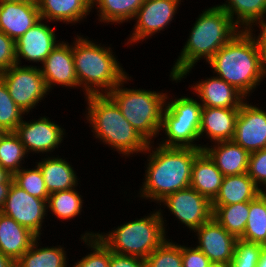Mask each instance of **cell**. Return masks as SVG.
Returning <instances> with one entry per match:
<instances>
[{
    "instance_id": "obj_1",
    "label": "cell",
    "mask_w": 266,
    "mask_h": 267,
    "mask_svg": "<svg viewBox=\"0 0 266 267\" xmlns=\"http://www.w3.org/2000/svg\"><path fill=\"white\" fill-rule=\"evenodd\" d=\"M220 79L244 97L260 85L266 75V60L254 37L245 30L221 47L208 61ZM259 83V84H258Z\"/></svg>"
},
{
    "instance_id": "obj_2",
    "label": "cell",
    "mask_w": 266,
    "mask_h": 267,
    "mask_svg": "<svg viewBox=\"0 0 266 267\" xmlns=\"http://www.w3.org/2000/svg\"><path fill=\"white\" fill-rule=\"evenodd\" d=\"M202 12L192 27L179 58L173 65L170 73L173 81H181V78L189 74L200 58L204 57L208 62L221 47L242 31L218 5Z\"/></svg>"
},
{
    "instance_id": "obj_3",
    "label": "cell",
    "mask_w": 266,
    "mask_h": 267,
    "mask_svg": "<svg viewBox=\"0 0 266 267\" xmlns=\"http://www.w3.org/2000/svg\"><path fill=\"white\" fill-rule=\"evenodd\" d=\"M202 150L161 145L152 150L140 196L160 202L166 196L190 187L193 161Z\"/></svg>"
},
{
    "instance_id": "obj_4",
    "label": "cell",
    "mask_w": 266,
    "mask_h": 267,
    "mask_svg": "<svg viewBox=\"0 0 266 267\" xmlns=\"http://www.w3.org/2000/svg\"><path fill=\"white\" fill-rule=\"evenodd\" d=\"M88 101V116L92 132L105 144L111 145L120 154L150 152L153 146L148 143L124 118L119 107L107 94L85 96Z\"/></svg>"
},
{
    "instance_id": "obj_5",
    "label": "cell",
    "mask_w": 266,
    "mask_h": 267,
    "mask_svg": "<svg viewBox=\"0 0 266 267\" xmlns=\"http://www.w3.org/2000/svg\"><path fill=\"white\" fill-rule=\"evenodd\" d=\"M77 37L72 44V54L78 86L85 89V96L108 94L127 77L126 72L110 47L105 49L86 38Z\"/></svg>"
},
{
    "instance_id": "obj_6",
    "label": "cell",
    "mask_w": 266,
    "mask_h": 267,
    "mask_svg": "<svg viewBox=\"0 0 266 267\" xmlns=\"http://www.w3.org/2000/svg\"><path fill=\"white\" fill-rule=\"evenodd\" d=\"M122 80L107 95L119 107L124 118L134 127L148 143L159 134L162 125L163 111L167 103V94L150 90L123 88ZM156 135V136H155Z\"/></svg>"
},
{
    "instance_id": "obj_7",
    "label": "cell",
    "mask_w": 266,
    "mask_h": 267,
    "mask_svg": "<svg viewBox=\"0 0 266 267\" xmlns=\"http://www.w3.org/2000/svg\"><path fill=\"white\" fill-rule=\"evenodd\" d=\"M160 211L118 226L106 235L96 234L112 252L145 260L167 239Z\"/></svg>"
},
{
    "instance_id": "obj_8",
    "label": "cell",
    "mask_w": 266,
    "mask_h": 267,
    "mask_svg": "<svg viewBox=\"0 0 266 267\" xmlns=\"http://www.w3.org/2000/svg\"><path fill=\"white\" fill-rule=\"evenodd\" d=\"M201 109V103L185 96L165 104L161 129L165 131L167 139L159 145L204 149L203 145L193 144L195 140L200 139Z\"/></svg>"
},
{
    "instance_id": "obj_9",
    "label": "cell",
    "mask_w": 266,
    "mask_h": 267,
    "mask_svg": "<svg viewBox=\"0 0 266 267\" xmlns=\"http://www.w3.org/2000/svg\"><path fill=\"white\" fill-rule=\"evenodd\" d=\"M6 84L12 100L27 113L33 109L49 91L40 68L34 66L13 65L0 74Z\"/></svg>"
},
{
    "instance_id": "obj_10",
    "label": "cell",
    "mask_w": 266,
    "mask_h": 267,
    "mask_svg": "<svg viewBox=\"0 0 266 267\" xmlns=\"http://www.w3.org/2000/svg\"><path fill=\"white\" fill-rule=\"evenodd\" d=\"M47 209L49 208L45 200L30 195L12 182L1 212L39 237Z\"/></svg>"
},
{
    "instance_id": "obj_11",
    "label": "cell",
    "mask_w": 266,
    "mask_h": 267,
    "mask_svg": "<svg viewBox=\"0 0 266 267\" xmlns=\"http://www.w3.org/2000/svg\"><path fill=\"white\" fill-rule=\"evenodd\" d=\"M161 202L179 221L193 231L205 224L213 214L211 202L191 187L178 190L166 196Z\"/></svg>"
},
{
    "instance_id": "obj_12",
    "label": "cell",
    "mask_w": 266,
    "mask_h": 267,
    "mask_svg": "<svg viewBox=\"0 0 266 267\" xmlns=\"http://www.w3.org/2000/svg\"><path fill=\"white\" fill-rule=\"evenodd\" d=\"M179 2L181 0H144L134 17L137 22L128 43L143 41L149 35L151 37L167 27L178 9Z\"/></svg>"
},
{
    "instance_id": "obj_13",
    "label": "cell",
    "mask_w": 266,
    "mask_h": 267,
    "mask_svg": "<svg viewBox=\"0 0 266 267\" xmlns=\"http://www.w3.org/2000/svg\"><path fill=\"white\" fill-rule=\"evenodd\" d=\"M235 143L249 153L266 148V112L243 102L236 119Z\"/></svg>"
},
{
    "instance_id": "obj_14",
    "label": "cell",
    "mask_w": 266,
    "mask_h": 267,
    "mask_svg": "<svg viewBox=\"0 0 266 267\" xmlns=\"http://www.w3.org/2000/svg\"><path fill=\"white\" fill-rule=\"evenodd\" d=\"M194 232H197L199 241L196 247L208 257L211 263L230 264L237 238L228 233L214 217Z\"/></svg>"
},
{
    "instance_id": "obj_15",
    "label": "cell",
    "mask_w": 266,
    "mask_h": 267,
    "mask_svg": "<svg viewBox=\"0 0 266 267\" xmlns=\"http://www.w3.org/2000/svg\"><path fill=\"white\" fill-rule=\"evenodd\" d=\"M47 117L32 122H22L17 126L15 133L20 138L26 152L47 153L53 151L63 140L64 129ZM30 150V151H29Z\"/></svg>"
},
{
    "instance_id": "obj_16",
    "label": "cell",
    "mask_w": 266,
    "mask_h": 267,
    "mask_svg": "<svg viewBox=\"0 0 266 267\" xmlns=\"http://www.w3.org/2000/svg\"><path fill=\"white\" fill-rule=\"evenodd\" d=\"M42 21L43 19H40L15 41L17 64H20L21 57L28 61L43 63L59 44L56 41L54 29Z\"/></svg>"
},
{
    "instance_id": "obj_17",
    "label": "cell",
    "mask_w": 266,
    "mask_h": 267,
    "mask_svg": "<svg viewBox=\"0 0 266 267\" xmlns=\"http://www.w3.org/2000/svg\"><path fill=\"white\" fill-rule=\"evenodd\" d=\"M42 64L40 71L48 90L56 84L73 88L78 86L72 46L69 43L59 42Z\"/></svg>"
},
{
    "instance_id": "obj_18",
    "label": "cell",
    "mask_w": 266,
    "mask_h": 267,
    "mask_svg": "<svg viewBox=\"0 0 266 267\" xmlns=\"http://www.w3.org/2000/svg\"><path fill=\"white\" fill-rule=\"evenodd\" d=\"M40 19L36 0L0 3V31L14 41Z\"/></svg>"
},
{
    "instance_id": "obj_19",
    "label": "cell",
    "mask_w": 266,
    "mask_h": 267,
    "mask_svg": "<svg viewBox=\"0 0 266 267\" xmlns=\"http://www.w3.org/2000/svg\"><path fill=\"white\" fill-rule=\"evenodd\" d=\"M191 88L200 97L202 107L240 108L245 100L238 90L217 75L198 82Z\"/></svg>"
},
{
    "instance_id": "obj_20",
    "label": "cell",
    "mask_w": 266,
    "mask_h": 267,
    "mask_svg": "<svg viewBox=\"0 0 266 267\" xmlns=\"http://www.w3.org/2000/svg\"><path fill=\"white\" fill-rule=\"evenodd\" d=\"M238 113L239 108L202 107L199 136L206 133L213 142L232 140Z\"/></svg>"
},
{
    "instance_id": "obj_21",
    "label": "cell",
    "mask_w": 266,
    "mask_h": 267,
    "mask_svg": "<svg viewBox=\"0 0 266 267\" xmlns=\"http://www.w3.org/2000/svg\"><path fill=\"white\" fill-rule=\"evenodd\" d=\"M38 238L28 228L0 212V251L16 262Z\"/></svg>"
},
{
    "instance_id": "obj_22",
    "label": "cell",
    "mask_w": 266,
    "mask_h": 267,
    "mask_svg": "<svg viewBox=\"0 0 266 267\" xmlns=\"http://www.w3.org/2000/svg\"><path fill=\"white\" fill-rule=\"evenodd\" d=\"M212 148L204 145V151L225 176L247 173L250 153L233 140L215 142Z\"/></svg>"
},
{
    "instance_id": "obj_23",
    "label": "cell",
    "mask_w": 266,
    "mask_h": 267,
    "mask_svg": "<svg viewBox=\"0 0 266 267\" xmlns=\"http://www.w3.org/2000/svg\"><path fill=\"white\" fill-rule=\"evenodd\" d=\"M223 178L215 162L202 150L193 161L190 187L212 202L219 193Z\"/></svg>"
},
{
    "instance_id": "obj_24",
    "label": "cell",
    "mask_w": 266,
    "mask_h": 267,
    "mask_svg": "<svg viewBox=\"0 0 266 267\" xmlns=\"http://www.w3.org/2000/svg\"><path fill=\"white\" fill-rule=\"evenodd\" d=\"M36 3L41 19L66 23H78L92 8L91 0H36Z\"/></svg>"
},
{
    "instance_id": "obj_25",
    "label": "cell",
    "mask_w": 266,
    "mask_h": 267,
    "mask_svg": "<svg viewBox=\"0 0 266 267\" xmlns=\"http://www.w3.org/2000/svg\"><path fill=\"white\" fill-rule=\"evenodd\" d=\"M262 191L253 179L247 174L225 176L219 193L211 205H230L241 202H250Z\"/></svg>"
},
{
    "instance_id": "obj_26",
    "label": "cell",
    "mask_w": 266,
    "mask_h": 267,
    "mask_svg": "<svg viewBox=\"0 0 266 267\" xmlns=\"http://www.w3.org/2000/svg\"><path fill=\"white\" fill-rule=\"evenodd\" d=\"M37 165L42 172L49 194L73 189L78 184L74 169L65 159L48 157L37 162Z\"/></svg>"
},
{
    "instance_id": "obj_27",
    "label": "cell",
    "mask_w": 266,
    "mask_h": 267,
    "mask_svg": "<svg viewBox=\"0 0 266 267\" xmlns=\"http://www.w3.org/2000/svg\"><path fill=\"white\" fill-rule=\"evenodd\" d=\"M38 237L32 246L15 262V267H67L66 252L59 247H40Z\"/></svg>"
},
{
    "instance_id": "obj_28",
    "label": "cell",
    "mask_w": 266,
    "mask_h": 267,
    "mask_svg": "<svg viewBox=\"0 0 266 267\" xmlns=\"http://www.w3.org/2000/svg\"><path fill=\"white\" fill-rule=\"evenodd\" d=\"M228 4L219 5L242 30L253 28L254 22L266 14V0H227ZM237 14V15H236ZM237 18L234 19L235 16ZM242 25V26H241Z\"/></svg>"
},
{
    "instance_id": "obj_29",
    "label": "cell",
    "mask_w": 266,
    "mask_h": 267,
    "mask_svg": "<svg viewBox=\"0 0 266 267\" xmlns=\"http://www.w3.org/2000/svg\"><path fill=\"white\" fill-rule=\"evenodd\" d=\"M212 217L224 227L228 233L239 239L244 231L249 214V202L230 205H211Z\"/></svg>"
},
{
    "instance_id": "obj_30",
    "label": "cell",
    "mask_w": 266,
    "mask_h": 267,
    "mask_svg": "<svg viewBox=\"0 0 266 267\" xmlns=\"http://www.w3.org/2000/svg\"><path fill=\"white\" fill-rule=\"evenodd\" d=\"M239 239L266 246V197L262 193L249 202L245 231Z\"/></svg>"
},
{
    "instance_id": "obj_31",
    "label": "cell",
    "mask_w": 266,
    "mask_h": 267,
    "mask_svg": "<svg viewBox=\"0 0 266 267\" xmlns=\"http://www.w3.org/2000/svg\"><path fill=\"white\" fill-rule=\"evenodd\" d=\"M92 7L97 5L100 21L123 23L134 19L144 0H91Z\"/></svg>"
},
{
    "instance_id": "obj_32",
    "label": "cell",
    "mask_w": 266,
    "mask_h": 267,
    "mask_svg": "<svg viewBox=\"0 0 266 267\" xmlns=\"http://www.w3.org/2000/svg\"><path fill=\"white\" fill-rule=\"evenodd\" d=\"M27 154L24 145L15 132H2L0 134V165L10 174L21 168V161Z\"/></svg>"
},
{
    "instance_id": "obj_33",
    "label": "cell",
    "mask_w": 266,
    "mask_h": 267,
    "mask_svg": "<svg viewBox=\"0 0 266 267\" xmlns=\"http://www.w3.org/2000/svg\"><path fill=\"white\" fill-rule=\"evenodd\" d=\"M83 200L75 188L49 195L47 207L61 220H69L81 213Z\"/></svg>"
},
{
    "instance_id": "obj_34",
    "label": "cell",
    "mask_w": 266,
    "mask_h": 267,
    "mask_svg": "<svg viewBox=\"0 0 266 267\" xmlns=\"http://www.w3.org/2000/svg\"><path fill=\"white\" fill-rule=\"evenodd\" d=\"M25 114L12 100L5 82L0 77V131L15 132Z\"/></svg>"
},
{
    "instance_id": "obj_35",
    "label": "cell",
    "mask_w": 266,
    "mask_h": 267,
    "mask_svg": "<svg viewBox=\"0 0 266 267\" xmlns=\"http://www.w3.org/2000/svg\"><path fill=\"white\" fill-rule=\"evenodd\" d=\"M13 182L32 196L48 201L49 193L38 165L35 169L23 167L13 175Z\"/></svg>"
},
{
    "instance_id": "obj_36",
    "label": "cell",
    "mask_w": 266,
    "mask_h": 267,
    "mask_svg": "<svg viewBox=\"0 0 266 267\" xmlns=\"http://www.w3.org/2000/svg\"><path fill=\"white\" fill-rule=\"evenodd\" d=\"M81 239L93 249V253L82 257L72 267H109L111 250L99 239L95 233H85Z\"/></svg>"
},
{
    "instance_id": "obj_37",
    "label": "cell",
    "mask_w": 266,
    "mask_h": 267,
    "mask_svg": "<svg viewBox=\"0 0 266 267\" xmlns=\"http://www.w3.org/2000/svg\"><path fill=\"white\" fill-rule=\"evenodd\" d=\"M146 267H183L181 245L165 240L146 259Z\"/></svg>"
},
{
    "instance_id": "obj_38",
    "label": "cell",
    "mask_w": 266,
    "mask_h": 267,
    "mask_svg": "<svg viewBox=\"0 0 266 267\" xmlns=\"http://www.w3.org/2000/svg\"><path fill=\"white\" fill-rule=\"evenodd\" d=\"M264 245L237 239L230 267H256L259 255Z\"/></svg>"
},
{
    "instance_id": "obj_39",
    "label": "cell",
    "mask_w": 266,
    "mask_h": 267,
    "mask_svg": "<svg viewBox=\"0 0 266 267\" xmlns=\"http://www.w3.org/2000/svg\"><path fill=\"white\" fill-rule=\"evenodd\" d=\"M247 174L258 187H266V148L250 153Z\"/></svg>"
},
{
    "instance_id": "obj_40",
    "label": "cell",
    "mask_w": 266,
    "mask_h": 267,
    "mask_svg": "<svg viewBox=\"0 0 266 267\" xmlns=\"http://www.w3.org/2000/svg\"><path fill=\"white\" fill-rule=\"evenodd\" d=\"M15 64H17L15 41L0 31V74Z\"/></svg>"
},
{
    "instance_id": "obj_41",
    "label": "cell",
    "mask_w": 266,
    "mask_h": 267,
    "mask_svg": "<svg viewBox=\"0 0 266 267\" xmlns=\"http://www.w3.org/2000/svg\"><path fill=\"white\" fill-rule=\"evenodd\" d=\"M182 266L183 267H208L211 261L197 247L181 246Z\"/></svg>"
},
{
    "instance_id": "obj_42",
    "label": "cell",
    "mask_w": 266,
    "mask_h": 267,
    "mask_svg": "<svg viewBox=\"0 0 266 267\" xmlns=\"http://www.w3.org/2000/svg\"><path fill=\"white\" fill-rule=\"evenodd\" d=\"M109 267H146V263L142 258L111 251Z\"/></svg>"
},
{
    "instance_id": "obj_43",
    "label": "cell",
    "mask_w": 266,
    "mask_h": 267,
    "mask_svg": "<svg viewBox=\"0 0 266 267\" xmlns=\"http://www.w3.org/2000/svg\"><path fill=\"white\" fill-rule=\"evenodd\" d=\"M254 23H256V25L259 24V28H261L258 37L256 38L255 35H253L252 29H248L247 31L252 36H254V40L256 41V44H257L258 48L261 50V52L263 53V56L266 60V20H264V18L262 16V17L258 18Z\"/></svg>"
},
{
    "instance_id": "obj_44",
    "label": "cell",
    "mask_w": 266,
    "mask_h": 267,
    "mask_svg": "<svg viewBox=\"0 0 266 267\" xmlns=\"http://www.w3.org/2000/svg\"><path fill=\"white\" fill-rule=\"evenodd\" d=\"M12 183H0V212L3 209Z\"/></svg>"
},
{
    "instance_id": "obj_45",
    "label": "cell",
    "mask_w": 266,
    "mask_h": 267,
    "mask_svg": "<svg viewBox=\"0 0 266 267\" xmlns=\"http://www.w3.org/2000/svg\"><path fill=\"white\" fill-rule=\"evenodd\" d=\"M13 177L6 169L0 165V183H12Z\"/></svg>"
},
{
    "instance_id": "obj_46",
    "label": "cell",
    "mask_w": 266,
    "mask_h": 267,
    "mask_svg": "<svg viewBox=\"0 0 266 267\" xmlns=\"http://www.w3.org/2000/svg\"><path fill=\"white\" fill-rule=\"evenodd\" d=\"M0 267H15V262H13L9 257L5 256L0 251Z\"/></svg>"
},
{
    "instance_id": "obj_47",
    "label": "cell",
    "mask_w": 266,
    "mask_h": 267,
    "mask_svg": "<svg viewBox=\"0 0 266 267\" xmlns=\"http://www.w3.org/2000/svg\"><path fill=\"white\" fill-rule=\"evenodd\" d=\"M256 267H266V246H264L260 252Z\"/></svg>"
},
{
    "instance_id": "obj_48",
    "label": "cell",
    "mask_w": 266,
    "mask_h": 267,
    "mask_svg": "<svg viewBox=\"0 0 266 267\" xmlns=\"http://www.w3.org/2000/svg\"><path fill=\"white\" fill-rule=\"evenodd\" d=\"M208 267H230L229 264L226 263H210Z\"/></svg>"
},
{
    "instance_id": "obj_49",
    "label": "cell",
    "mask_w": 266,
    "mask_h": 267,
    "mask_svg": "<svg viewBox=\"0 0 266 267\" xmlns=\"http://www.w3.org/2000/svg\"><path fill=\"white\" fill-rule=\"evenodd\" d=\"M23 1H30V0H0V3H4V2H23Z\"/></svg>"
},
{
    "instance_id": "obj_50",
    "label": "cell",
    "mask_w": 266,
    "mask_h": 267,
    "mask_svg": "<svg viewBox=\"0 0 266 267\" xmlns=\"http://www.w3.org/2000/svg\"><path fill=\"white\" fill-rule=\"evenodd\" d=\"M261 193L266 197V190L264 191V190L262 189Z\"/></svg>"
}]
</instances>
